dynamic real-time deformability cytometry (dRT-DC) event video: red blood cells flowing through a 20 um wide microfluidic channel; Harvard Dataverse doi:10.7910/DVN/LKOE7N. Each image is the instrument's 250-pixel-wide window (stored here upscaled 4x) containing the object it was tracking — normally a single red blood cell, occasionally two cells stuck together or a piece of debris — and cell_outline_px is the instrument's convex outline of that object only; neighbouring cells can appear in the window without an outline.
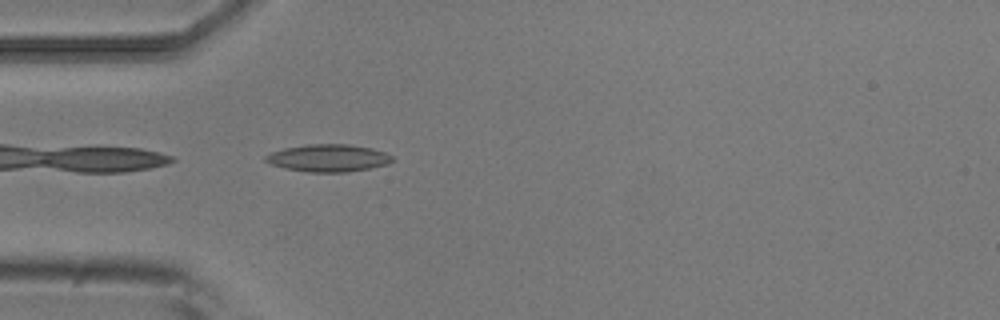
{"species": "common noctule bat (a hibernating species)", "species_latin": "Nyctalus noctula", "temperature_condition": "room temperature", "stored_images_in_passage": 5, "camera_frame_rate_fps": 3000, "um_per_image_px": 0.085, "animal": {"sex": "male", "body_mass_g": 20.5, "forearm_length_mm": 52.5}, "frame": {"image": 1, "passage_image": 5, "time_ms": 1.333, "image_size_px": [1000, 320], "cell_outline_px": [[392, 160], [388, 164], [348, 172], [308, 172], [284, 168], [272, 164], [264, 160], [264, 156], [272, 152], [284, 148], [308, 144], [348, 144], [372, 148], [384, 152], [392, 156]], "centroid_in_image_um": [27.89, 13.43], "position_along_channel_um": 57.1, "area_um2": 20.11}}